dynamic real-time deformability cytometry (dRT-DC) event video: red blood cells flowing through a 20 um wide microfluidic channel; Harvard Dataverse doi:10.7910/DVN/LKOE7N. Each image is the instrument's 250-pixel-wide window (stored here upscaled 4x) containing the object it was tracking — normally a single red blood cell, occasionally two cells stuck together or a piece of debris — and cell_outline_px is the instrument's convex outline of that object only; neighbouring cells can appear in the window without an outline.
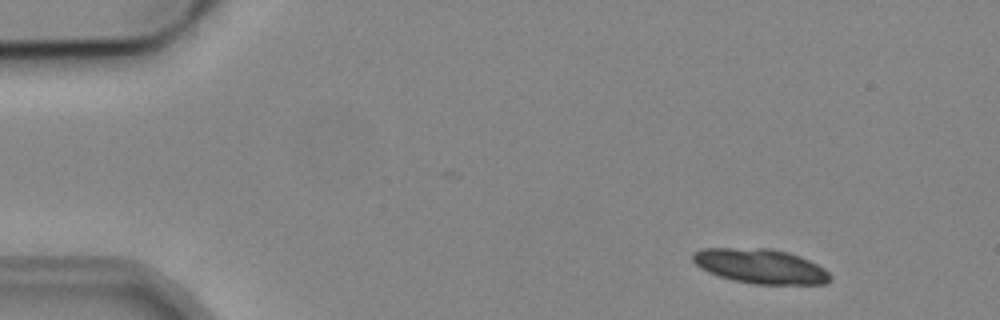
{"species": "common noctule bat (a hibernating species)", "species_latin": "Nyctalus noctula", "temperature_condition": "cold", "stored_images_in_passage": 5, "camera_frame_rate_fps": 3000, "um_per_image_px": 0.085, "animal": {"sex": "male", "body_mass_g": 19.2, "forearm_length_mm": 51.8}, "frame": {"image": 1, "passage_image": 2, "time_ms": 1.333, "image_size_px": [1000, 320], "cell_outline_px": [[832, 280], [828, 284], [756, 284], [736, 280], [720, 276], [708, 272], [700, 268], [692, 260], [692, 252], [700, 248], [772, 248], [788, 252], [800, 256], [824, 268], [832, 276]], "centroid_in_image_um": [64.65, 22.62], "position_along_channel_um": 20.4, "area_um2": 27.86}}